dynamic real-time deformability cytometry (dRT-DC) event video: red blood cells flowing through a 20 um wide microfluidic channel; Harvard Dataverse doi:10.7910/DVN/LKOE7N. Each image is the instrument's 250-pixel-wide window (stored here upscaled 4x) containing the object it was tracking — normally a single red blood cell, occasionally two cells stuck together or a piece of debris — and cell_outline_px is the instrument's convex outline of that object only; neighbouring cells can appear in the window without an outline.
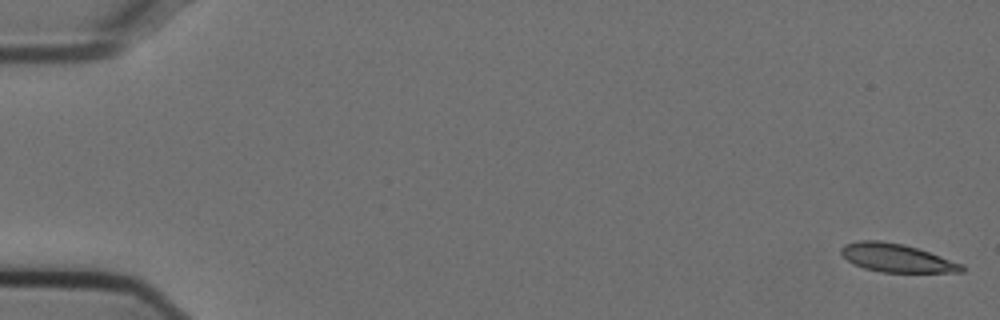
{"species": "Egyptian fruit bat (a non-hibernating species)", "species_latin": "Rousettus aegyptiacus", "temperature_condition": "cold", "stored_images_in_passage": 12, "camera_frame_rate_fps": 3000, "um_per_image_px": 0.085, "animal": {"sex": "female"}, "frame": {"image": 1, "passage_image": 1, "time_ms": 0.0, "image_size_px": [1000, 320], "cell_outline_px": [[964, 272], [880, 272], [864, 268], [852, 264], [840, 252], [840, 248], [844, 244], [860, 240], [880, 240], [904, 244], [964, 264]], "centroid_in_image_um": [76.19, 21.92], "position_along_channel_um": 8.8, "area_um2": 19.88}}